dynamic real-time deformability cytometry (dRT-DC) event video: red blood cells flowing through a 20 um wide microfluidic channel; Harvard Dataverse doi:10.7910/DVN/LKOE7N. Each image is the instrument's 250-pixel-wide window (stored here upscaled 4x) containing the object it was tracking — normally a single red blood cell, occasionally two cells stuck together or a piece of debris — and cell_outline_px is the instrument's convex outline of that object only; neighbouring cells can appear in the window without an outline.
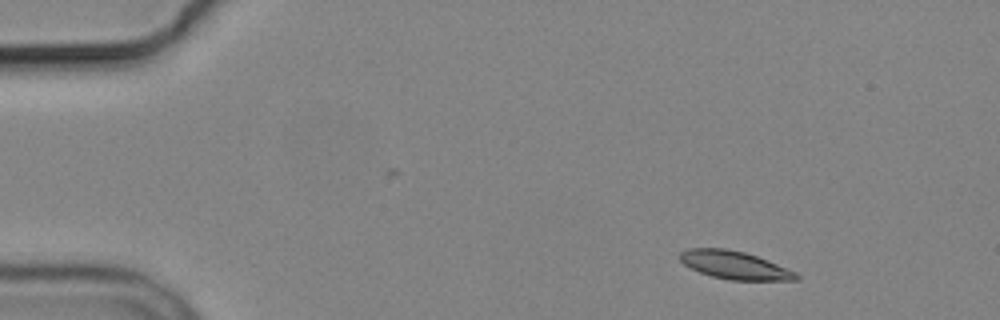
{"species": "common noctule bat (a hibernating species)", "species_latin": "Nyctalus noctula", "temperature_condition": "cold", "stored_images_in_passage": 4, "camera_frame_rate_fps": 3000, "um_per_image_px": 0.085, "animal": {"sex": "male", "body_mass_g": 19.2, "forearm_length_mm": 51.8}, "frame": {"image": 1, "passage_image": 2, "time_ms": 1.0, "image_size_px": [1000, 320], "cell_outline_px": [[800, 276], [796, 280], [732, 280], [712, 276], [700, 272], [684, 264], [680, 260], [680, 252], [688, 248], [724, 248], [744, 252], [768, 260], [796, 272]], "centroid_in_image_um": [62.44, 22.53], "position_along_channel_um": 22.6, "area_um2": 18.79}}
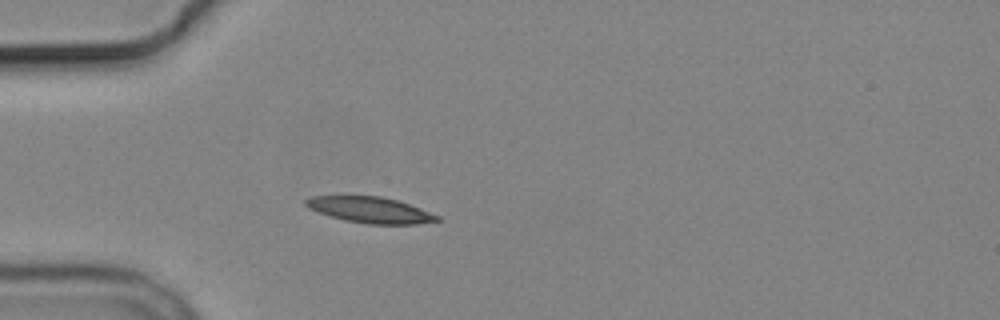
{"frame": {"image": 2, "passage_image": 4, "time_ms": 4.0, "image_size_px": [1000, 320], "cell_outline_px": [[444, 220], [416, 224], [368, 224], [344, 220], [308, 208], [304, 204], [304, 200], [312, 196], [380, 196], [396, 200], [420, 208], [440, 216]], "centroid_in_image_um": [31.5, 17.85], "position_along_channel_um": 53.5, "area_um2": 19.77}}